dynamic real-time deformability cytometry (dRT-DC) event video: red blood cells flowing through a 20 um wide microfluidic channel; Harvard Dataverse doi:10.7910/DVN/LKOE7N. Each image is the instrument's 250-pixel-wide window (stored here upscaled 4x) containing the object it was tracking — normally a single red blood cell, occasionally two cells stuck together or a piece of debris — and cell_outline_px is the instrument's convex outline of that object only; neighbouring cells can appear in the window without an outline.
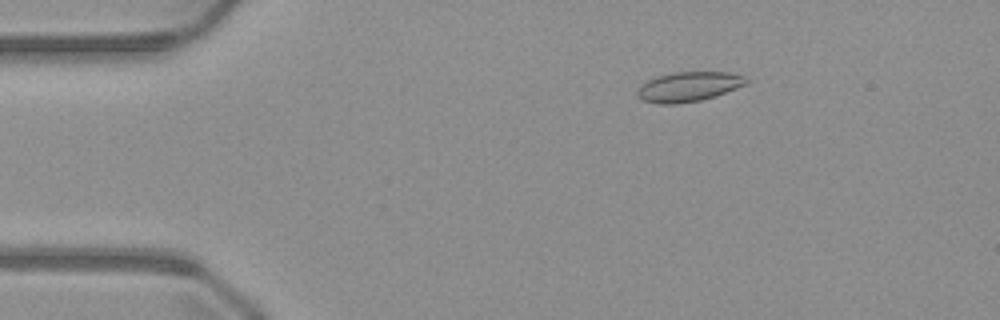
{"species": "common noctule bat (a hibernating species)", "species_latin": "Nyctalus noctula", "temperature_condition": "warm", "stored_images_in_passage": 45, "camera_frame_rate_fps": 3000, "um_per_image_px": 0.085, "animal": {"sex": "male", "body_mass_g": 23.1, "forearm_length_mm": 52.7}, "frame": {"image": 1, "passage_image": 3, "time_ms": 0.667, "image_size_px": [1000, 320], "cell_outline_px": [[748, 84], [716, 96], [700, 100], [676, 104], [656, 104], [644, 100], [636, 96], [636, 92], [648, 80], [656, 76], [672, 72], [728, 72], [744, 76], [748, 80]], "centroid_in_image_um": [58.55, 7.37], "position_along_channel_um": 26.5, "area_um2": 18.9}}
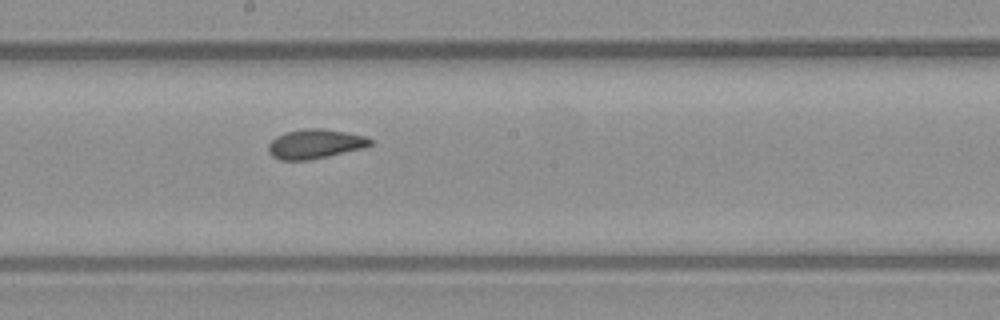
{"frame": {"image": 2, "passage_image": 22, "time_ms": 7.0, "image_size_px": [1000, 320], "cell_outline_px": [[372, 144], [364, 148], [308, 160], [280, 160], [272, 156], [268, 152], [268, 144], [276, 136], [284, 132], [304, 128], [324, 128], [364, 136], [372, 140]], "centroid_in_image_um": [26.74, 12.22], "position_along_channel_um": 221.5, "area_um2": 17.46}}
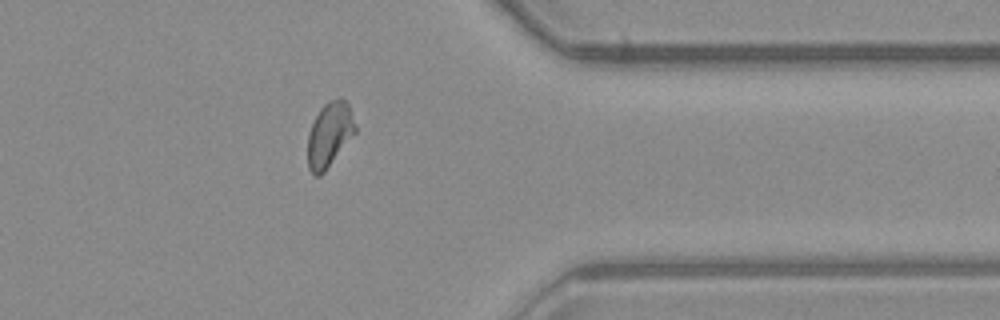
{"frame": {"image": 3, "passage_image": 35, "time_ms": 11.333, "image_size_px": [1000, 320], "cell_outline_px": [[356, 132], [324, 172], [320, 176], [316, 176], [308, 168], [308, 132], [320, 108], [328, 100], [340, 96], [348, 104], [356, 128]], "centroid_in_image_um": [27.99, 11.42], "position_along_channel_um": 383.4, "area_um2": 17.8}}